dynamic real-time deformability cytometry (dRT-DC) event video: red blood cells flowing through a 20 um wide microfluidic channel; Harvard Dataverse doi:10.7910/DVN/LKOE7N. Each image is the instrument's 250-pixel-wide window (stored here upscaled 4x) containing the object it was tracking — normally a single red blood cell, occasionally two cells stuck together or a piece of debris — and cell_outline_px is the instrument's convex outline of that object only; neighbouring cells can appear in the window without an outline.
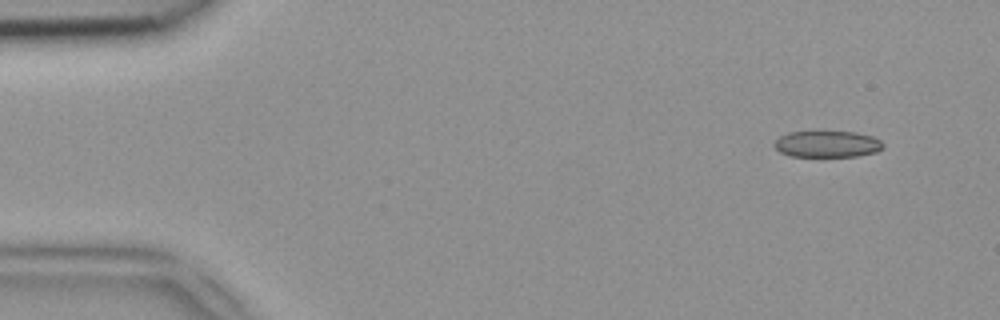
{"species": "common noctule bat (a hibernating species)", "species_latin": "Nyctalus noctula", "temperature_condition": "room temperature", "stored_images_in_passage": 8, "camera_frame_rate_fps": 3000, "um_per_image_px": 0.085, "animal": {"sex": "female", "body_mass_g": 18.4}, "frame": {"image": 1, "passage_image": 2, "time_ms": 0.333, "image_size_px": [1000, 320], "cell_outline_px": [[884, 148], [876, 152], [856, 156], [792, 156], [780, 152], [772, 144], [780, 136], [788, 132], [856, 132], [872, 136], [880, 140], [884, 144]], "centroid_in_image_um": [70.33, 12.24], "position_along_channel_um": 14.7, "area_um2": 16.7}}